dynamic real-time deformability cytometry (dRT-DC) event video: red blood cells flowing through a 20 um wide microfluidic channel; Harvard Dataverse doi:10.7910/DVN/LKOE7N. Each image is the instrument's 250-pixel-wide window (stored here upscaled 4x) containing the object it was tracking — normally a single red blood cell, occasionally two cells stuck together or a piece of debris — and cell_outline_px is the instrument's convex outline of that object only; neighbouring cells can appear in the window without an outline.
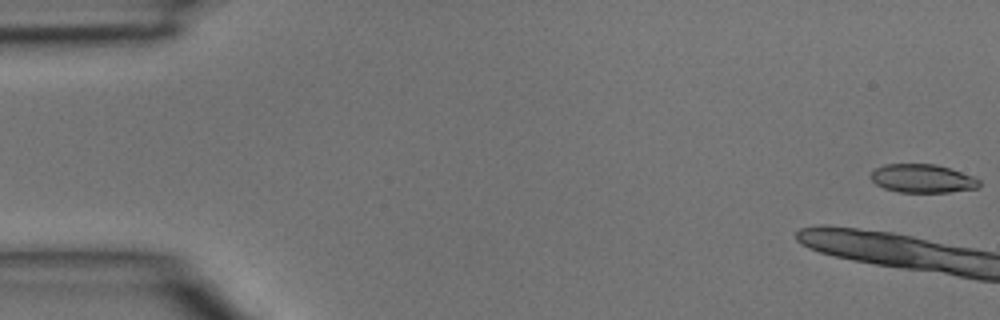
{"species": "common noctule bat (a hibernating species)", "species_latin": "Nyctalus noctula", "temperature_condition": "room temperature", "stored_images_in_passage": 5, "camera_frame_rate_fps": 3000, "um_per_image_px": 0.085, "animal": {"sex": "male", "body_mass_g": 15.6}, "frame": {"image": 1, "passage_image": 1, "time_ms": 0.0, "image_size_px": [1000, 320], "cell_outline_px": [[980, 184], [976, 188], [948, 192], [900, 192], [884, 188], [876, 184], [868, 176], [876, 168], [884, 164], [936, 164], [972, 176], [980, 180]], "centroid_in_image_um": [78.37, 15.17], "position_along_channel_um": 6.6, "area_um2": 17.86}}